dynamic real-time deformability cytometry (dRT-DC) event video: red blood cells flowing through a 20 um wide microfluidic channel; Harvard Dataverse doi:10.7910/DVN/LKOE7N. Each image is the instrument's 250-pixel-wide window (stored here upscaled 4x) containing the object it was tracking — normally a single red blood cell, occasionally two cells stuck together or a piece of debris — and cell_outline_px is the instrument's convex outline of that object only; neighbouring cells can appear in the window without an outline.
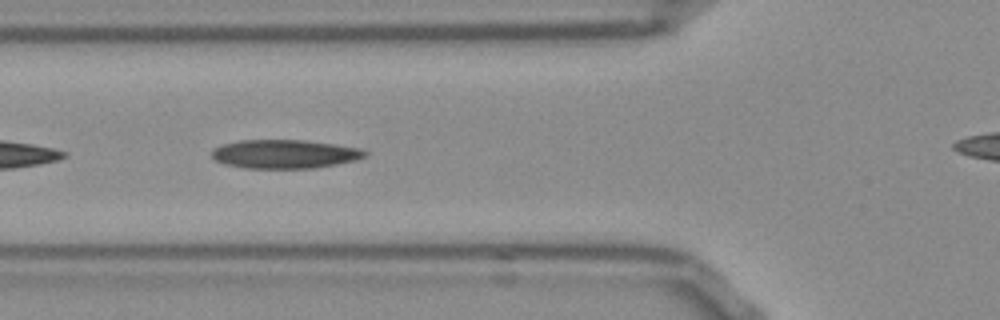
{"species": "Egyptian fruit bat (a non-hibernating species)", "species_latin": "Rousettus aegyptiacus", "temperature_condition": "room temperature", "stored_images_in_passage": 24, "camera_frame_rate_fps": 3000, "um_per_image_px": 0.085, "frame": {"image": 1, "passage_image": 4, "time_ms": 1.0, "image_size_px": [1000, 320], "cell_outline_px": [[368, 156], [356, 160], [336, 164], [312, 168], [244, 168], [224, 164], [216, 160], [212, 156], [212, 148], [224, 144], [240, 140], [304, 140], [332, 144], [356, 148], [368, 152]], "centroid_in_image_um": [24.17, 13.09], "position_along_channel_um": 101.6, "area_um2": 25.49}}
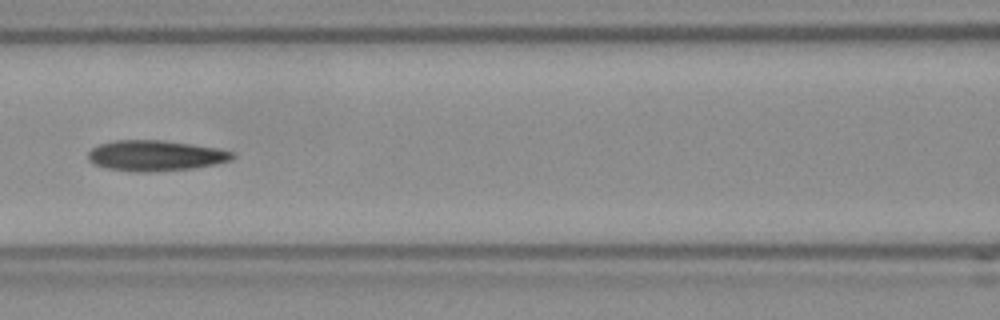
{"frame": {"image": 2, "passage_image": 8, "time_ms": 2.333, "image_size_px": [1000, 320], "cell_outline_px": [[236, 156], [232, 160], [216, 164], [192, 168], [148, 172], [136, 172], [108, 168], [92, 164], [88, 160], [88, 152], [92, 148], [100, 144], [116, 140], [164, 140], [192, 144], [216, 148], [236, 152]], "centroid_in_image_um": [13.23, 13.22], "position_along_channel_um": 153.4, "area_um2": 25.84}}